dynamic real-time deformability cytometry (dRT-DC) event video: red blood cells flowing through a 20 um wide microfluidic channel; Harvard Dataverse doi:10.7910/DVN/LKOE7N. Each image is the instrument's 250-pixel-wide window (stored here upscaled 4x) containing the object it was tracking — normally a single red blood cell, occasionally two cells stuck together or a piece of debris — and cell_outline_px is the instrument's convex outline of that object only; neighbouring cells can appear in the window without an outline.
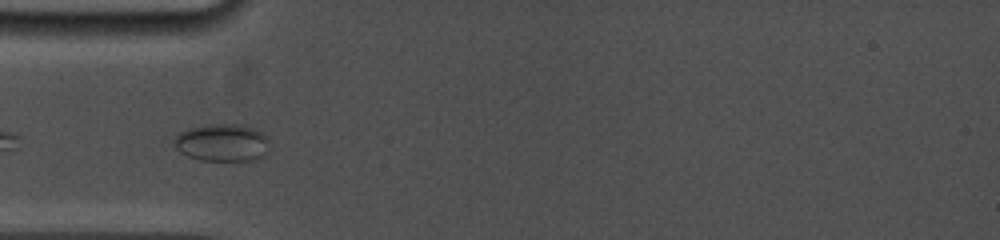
{"species": "common noctule bat (a hibernating species)", "species_latin": "Nyctalus noctula", "temperature_condition": "cold", "stored_images_in_passage": 23, "camera_frame_rate_fps": 5000, "um_per_image_px": 0.085, "animal": {"sex": "female", "body_mass_g": 19.0, "forearm_length_mm": 53.3}, "frame": {"image": 1, "passage_image": 2, "time_ms": 0.4, "image_size_px": [1000, 240], "cell_outline_px": [[272, 140], [264, 152], [260, 156], [252, 160], [200, 160], [188, 156], [180, 152], [172, 144], [172, 140], [180, 132], [204, 124], [240, 124], [252, 128], [268, 136]], "centroid_in_image_um": [18.86, 12.11], "position_along_channel_um": 66.1, "area_um2": 20.81}}
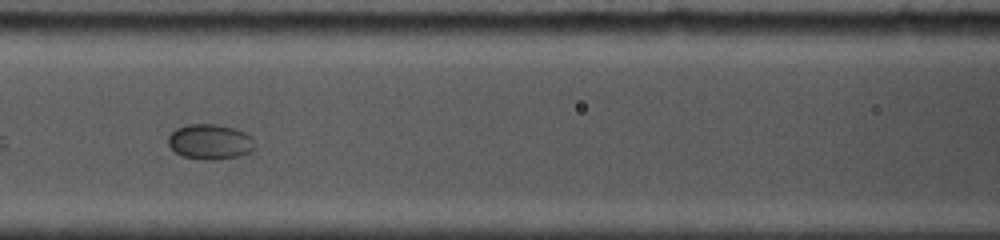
{"frame": {"image": 2, "passage_image": 6, "time_ms": 2.6, "image_size_px": [1000, 240], "cell_outline_px": [[252, 148], [248, 152], [240, 156], [216, 160], [204, 160], [184, 156], [176, 152], [168, 144], [168, 136], [176, 128], [188, 124], [216, 124], [232, 128], [244, 132], [252, 136]], "centroid_in_image_um": [17.82, 12.05], "position_along_channel_um": 148.8, "area_um2": 17.57}}
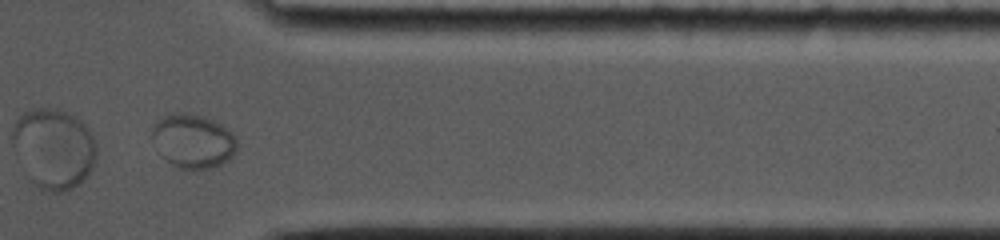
{"frame": {"image": 3, "passage_image": 19, "time_ms": 9.2, "image_size_px": [1000, 240], "cell_outline_px": [[236, 152], [224, 164], [208, 168], [176, 168], [164, 160], [156, 152], [152, 136], [152, 128], [156, 120], [164, 116], [176, 112], [180, 112], [200, 116], [212, 120], [220, 124], [232, 132], [236, 140]], "centroid_in_image_um": [16.37, 12.0], "position_along_channel_um": 395.0, "area_um2": 26.82}}